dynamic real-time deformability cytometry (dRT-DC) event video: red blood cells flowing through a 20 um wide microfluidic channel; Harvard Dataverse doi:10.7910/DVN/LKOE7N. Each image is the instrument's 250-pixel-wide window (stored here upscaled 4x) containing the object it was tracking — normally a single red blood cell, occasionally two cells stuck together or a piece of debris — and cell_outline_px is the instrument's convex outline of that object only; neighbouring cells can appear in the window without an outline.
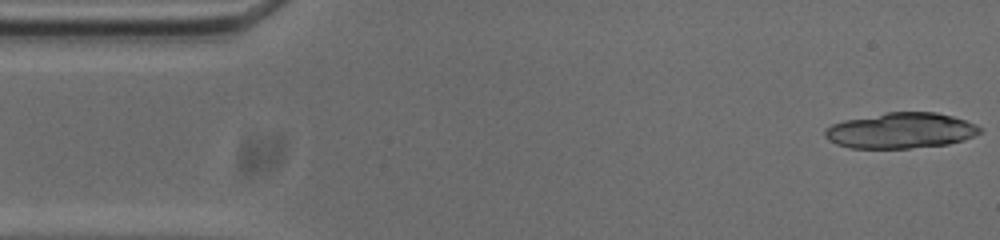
{"species": "common noctule bat (a hibernating species)", "species_latin": "Nyctalus noctula", "temperature_condition": "cold", "stored_images_in_passage": 14, "camera_frame_rate_fps": 3000, "um_per_image_px": 0.085, "animal": {"sex": "male", "body_mass_g": 20.0, "forearm_length_mm": 53.3}, "frame": {"image": 1, "passage_image": 1, "time_ms": 0.0, "image_size_px": [1000, 240], "cell_outline_px": [[984, 128], [980, 132], [964, 140], [948, 144], [908, 148], [848, 148], [836, 144], [828, 140], [824, 136], [824, 128], [832, 124], [844, 120], [888, 112], [936, 112], [952, 116], [976, 124]], "centroid_in_image_um": [76.54, 11.1], "position_along_channel_um": 8.5, "area_um2": 32.25}}